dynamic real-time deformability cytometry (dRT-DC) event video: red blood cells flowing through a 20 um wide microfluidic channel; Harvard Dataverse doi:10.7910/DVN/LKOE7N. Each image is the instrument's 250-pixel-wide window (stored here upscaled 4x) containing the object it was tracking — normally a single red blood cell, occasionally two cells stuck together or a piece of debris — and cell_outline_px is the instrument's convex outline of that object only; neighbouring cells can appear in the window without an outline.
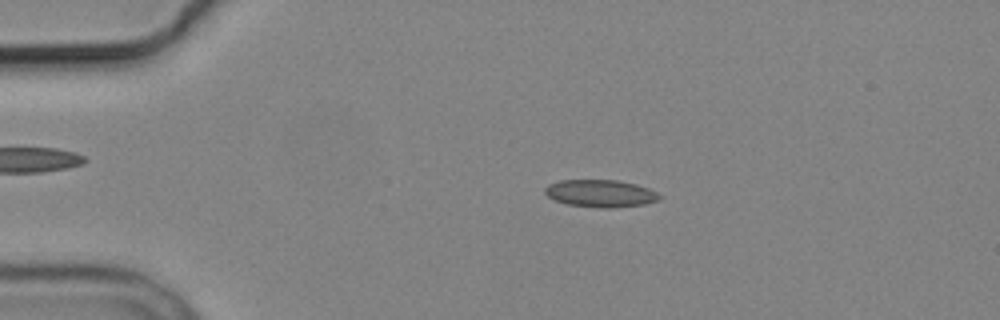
{"species": "common noctule bat (a hibernating species)", "species_latin": "Nyctalus noctula", "temperature_condition": "cold", "stored_images_in_passage": 5, "camera_frame_rate_fps": 3000, "um_per_image_px": 0.085, "animal": {"sex": "male", "body_mass_g": 19.2, "forearm_length_mm": 51.8}, "frame": {"image": 1, "passage_image": 3, "time_ms": 2.333, "image_size_px": [1000, 320], "cell_outline_px": [[660, 200], [644, 204], [616, 208], [600, 208], [568, 204], [556, 200], [548, 196], [544, 192], [544, 188], [548, 184], [560, 180], [616, 180], [636, 184], [648, 188], [656, 192], [660, 196]], "centroid_in_image_um": [51.04, 16.44], "position_along_channel_um": 34.0, "area_um2": 18.26}}
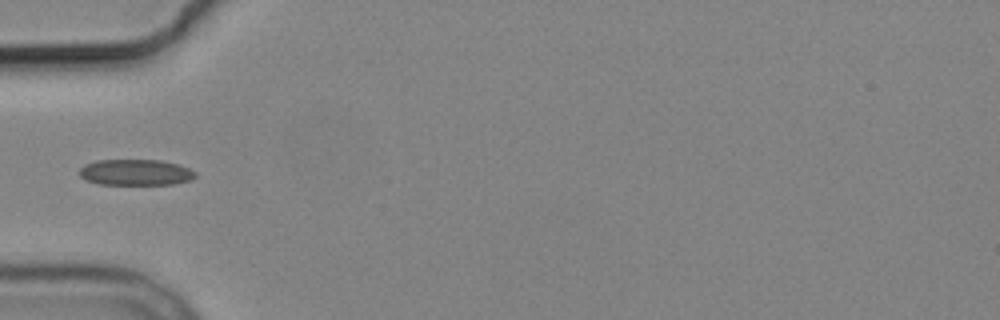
{"frame": {"image": 2, "passage_image": 5, "time_ms": 4.667, "image_size_px": [1000, 320], "cell_outline_px": [[196, 176], [192, 180], [172, 184], [100, 184], [84, 180], [80, 176], [80, 168], [84, 164], [96, 160], [160, 160], [180, 164], [196, 172]], "centroid_in_image_um": [11.53, 14.64], "position_along_channel_um": 73.5, "area_um2": 17.69}}